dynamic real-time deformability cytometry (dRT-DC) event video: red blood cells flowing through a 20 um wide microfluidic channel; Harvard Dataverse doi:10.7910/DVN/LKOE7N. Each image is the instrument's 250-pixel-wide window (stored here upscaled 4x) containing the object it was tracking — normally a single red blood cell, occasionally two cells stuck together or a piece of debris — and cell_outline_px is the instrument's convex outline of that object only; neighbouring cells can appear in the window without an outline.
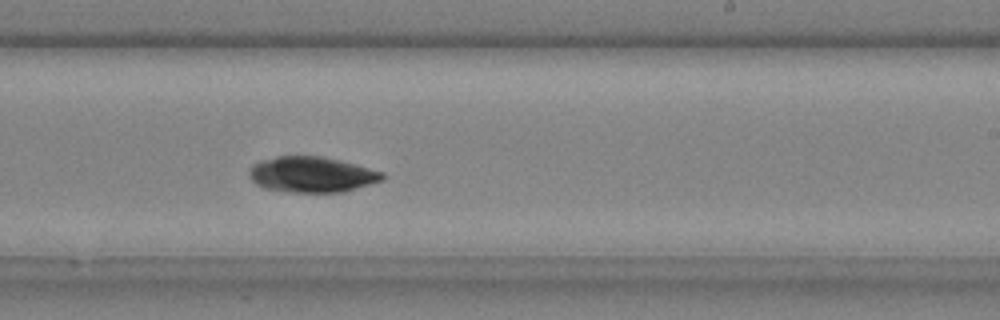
{"species": "common noctule bat (a hibernating species)", "species_latin": "Nyctalus noctula", "temperature_condition": "cold", "stored_images_in_passage": 35, "camera_frame_rate_fps": 3000, "um_per_image_px": 0.085, "animal": {"sex": "male", "body_mass_g": 20.4}, "frame": {"image": 1, "passage_image": 20, "time_ms": 6.333, "image_size_px": [1000, 320], "cell_outline_px": [[384, 180], [344, 192], [292, 192], [264, 188], [256, 184], [252, 180], [248, 172], [252, 164], [260, 160], [276, 156], [320, 156], [340, 160], [356, 164], [384, 172]], "centroid_in_image_um": [26.5, 14.83], "position_along_channel_um": 262.5, "area_um2": 27.8}}